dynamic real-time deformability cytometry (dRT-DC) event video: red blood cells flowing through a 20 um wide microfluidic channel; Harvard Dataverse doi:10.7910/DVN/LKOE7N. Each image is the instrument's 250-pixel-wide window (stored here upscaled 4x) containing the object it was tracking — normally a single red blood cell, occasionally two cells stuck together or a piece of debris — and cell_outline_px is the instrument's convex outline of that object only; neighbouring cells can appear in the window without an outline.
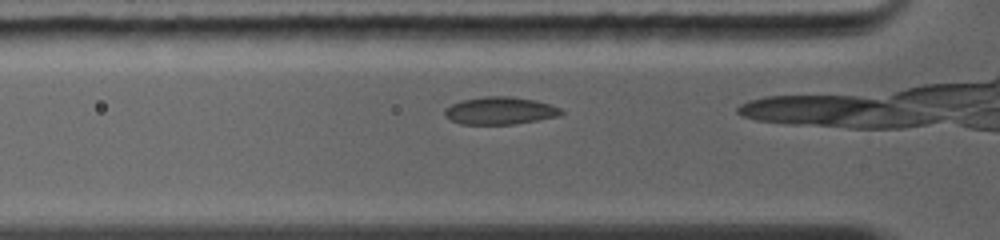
{"species": "common noctule bat (a hibernating species)", "species_latin": "Nyctalus noctula", "temperature_condition": "warm", "stored_images_in_passage": 28, "camera_frame_rate_fps": 5000, "um_per_image_px": 0.085, "animal": {"sex": "female", "body_mass_g": 19.0, "forearm_length_mm": 56.7}, "frame": {"image": 1, "passage_image": 2, "time_ms": 0.2, "image_size_px": [1000, 240], "cell_outline_px": [[564, 112], [560, 116], [512, 124], [460, 124], [444, 116], [444, 108], [460, 100], [484, 96], [512, 96], [536, 100], [560, 108]], "centroid_in_image_um": [42.47, 9.4], "position_along_channel_um": 83.3, "area_um2": 18.73}}
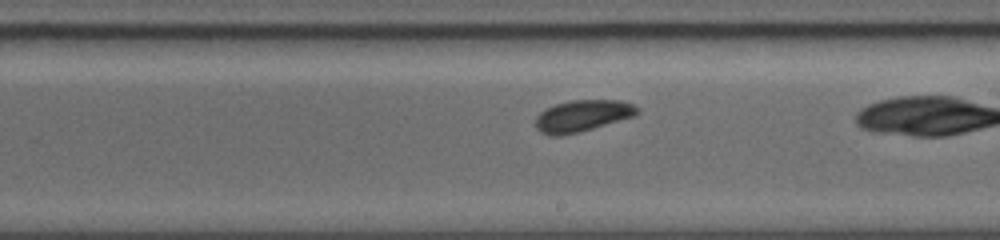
{"frame": {"image": 2, "passage_image": 14, "time_ms": 3.8, "image_size_px": [1000, 240], "cell_outline_px": [[640, 112], [636, 116], [564, 136], [552, 136], [540, 132], [536, 128], [536, 116], [540, 112], [556, 104], [572, 100], [620, 100], [636, 104], [640, 108]], "centroid_in_image_um": [49.56, 9.84], "position_along_channel_um": 239.4, "area_um2": 18.9}}
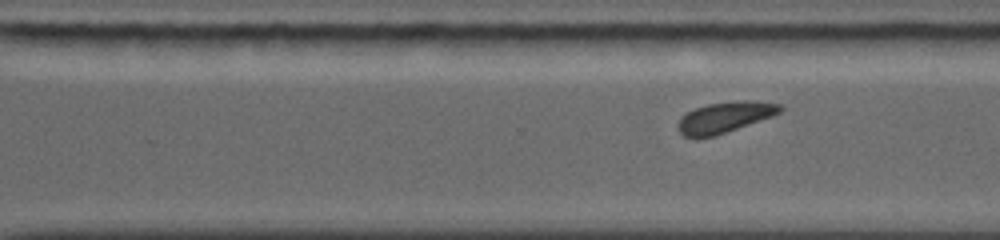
{"frame": {"image": 3, "passage_image": 21, "time_ms": 5.4, "image_size_px": [1000, 240], "cell_outline_px": [[784, 108], [780, 112], [772, 116], [712, 136], [696, 140], [684, 136], [676, 128], [680, 116], [692, 108], [708, 104], [740, 100], [752, 100], [780, 104]], "centroid_in_image_um": [61.53, 9.97], "position_along_channel_um": 309.1, "area_um2": 18.5}}